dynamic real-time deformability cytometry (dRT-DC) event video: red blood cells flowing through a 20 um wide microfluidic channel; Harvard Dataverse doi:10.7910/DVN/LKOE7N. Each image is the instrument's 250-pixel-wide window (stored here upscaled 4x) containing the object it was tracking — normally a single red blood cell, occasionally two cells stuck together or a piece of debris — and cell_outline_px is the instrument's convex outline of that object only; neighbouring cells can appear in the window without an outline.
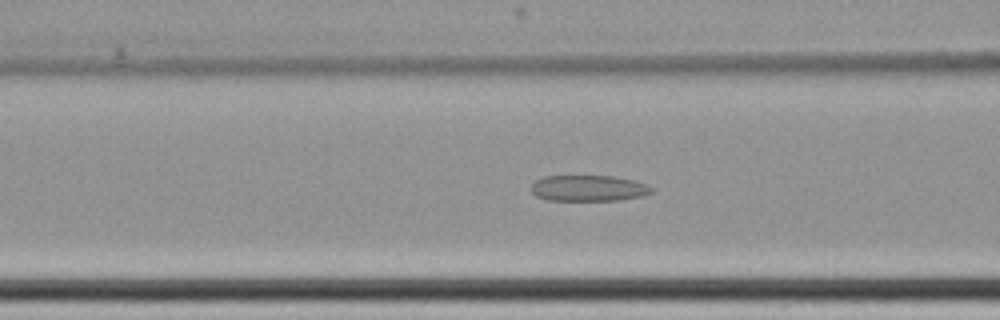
{"species": "common noctule bat (a hibernating species)", "species_latin": "Nyctalus noctula", "temperature_condition": "cold", "stored_images_in_passage": 59, "camera_frame_rate_fps": 3000, "um_per_image_px": 0.085, "animal": {"sex": "female", "body_mass_g": 22.7, "forearm_length_mm": 54.2}, "frame": {"image": 1, "passage_image": 24, "time_ms": 7.667, "image_size_px": [1000, 320], "cell_outline_px": [[652, 192], [644, 196], [620, 200], [548, 200], [536, 196], [532, 192], [532, 184], [536, 180], [544, 176], [612, 176], [636, 180], [648, 184], [652, 188]], "centroid_in_image_um": [50.06, 15.99], "position_along_channel_um": 116.5, "area_um2": 18.32}}
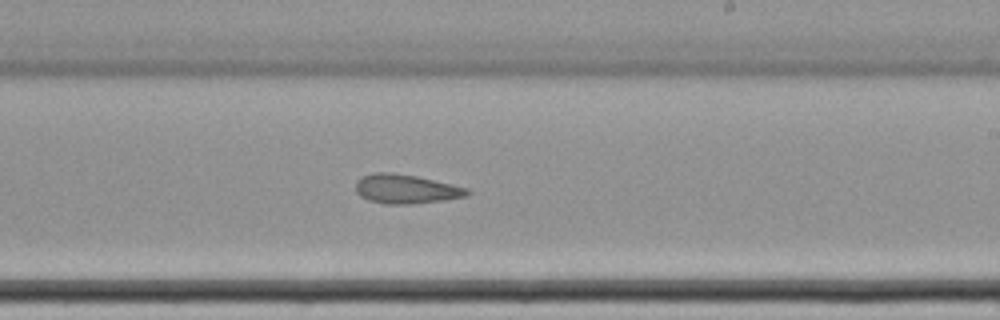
{"frame": {"image": 2, "passage_image": 36, "time_ms": 11.667, "image_size_px": [1000, 320], "cell_outline_px": [[472, 192], [468, 196], [444, 200], [412, 204], [384, 204], [368, 200], [360, 196], [356, 192], [356, 180], [372, 172], [392, 172], [416, 176], [468, 188]], "centroid_in_image_um": [34.5, 16.07], "position_along_channel_um": 254.5, "area_um2": 19.07}}
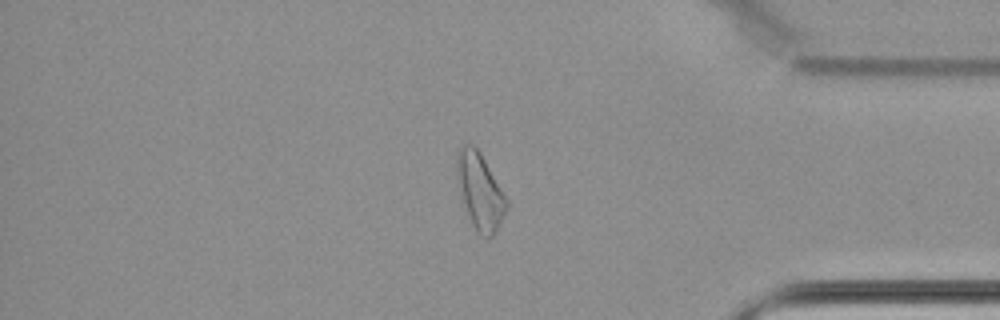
{"frame": {"image": 3, "passage_image": 50, "time_ms": 16.333, "image_size_px": [1000, 320], "cell_outline_px": [[508, 204], [496, 232], [488, 240], [480, 236], [476, 232], [468, 220], [456, 176], [456, 152], [464, 144], [472, 144], [480, 152], [508, 200]], "centroid_in_image_um": [40.77, 16.29], "position_along_channel_um": 394.4, "area_um2": 22.25}, "authors_computed_cell_mechanics": {"area_um2": 21.2126, "velocity_mm_per_s": 3.4516, "shape_relaxation_time_tau1_ms": null, "shape_relaxation_time_tau2_ms": 6.5063, "deformation_change_tau1": null, "deformation_change_tau2": 0.1417}}